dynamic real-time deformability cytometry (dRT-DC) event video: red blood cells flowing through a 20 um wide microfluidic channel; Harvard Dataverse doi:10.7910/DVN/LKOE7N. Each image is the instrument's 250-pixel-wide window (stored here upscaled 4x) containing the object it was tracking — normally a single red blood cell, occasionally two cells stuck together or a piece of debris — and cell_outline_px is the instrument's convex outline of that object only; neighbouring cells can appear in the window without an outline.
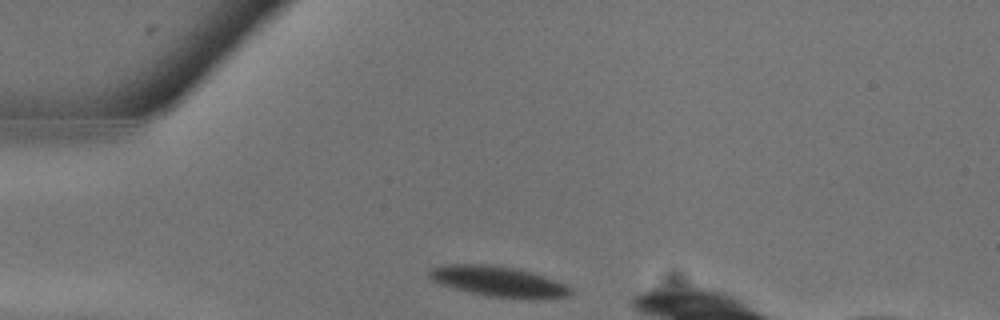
{"species": "common noctule bat (a hibernating species)", "species_latin": "Nyctalus noctula", "temperature_condition": "warm", "stored_images_in_passage": 5, "camera_frame_rate_fps": 3000, "um_per_image_px": 0.085, "animal": {"sex": "male", "body_mass_g": 13.3}, "frame": {"image": 1, "passage_image": 1, "time_ms": 0.0, "image_size_px": [1000, 320], "cell_outline_px": [[572, 292], [568, 296], [488, 296], [440, 284], [432, 280], [428, 276], [428, 272], [432, 268], [452, 264], [488, 264], [516, 268], [532, 272], [568, 284], [572, 288]], "centroid_in_image_um": [42.32, 23.87], "position_along_channel_um": 42.7, "area_um2": 23.99}}
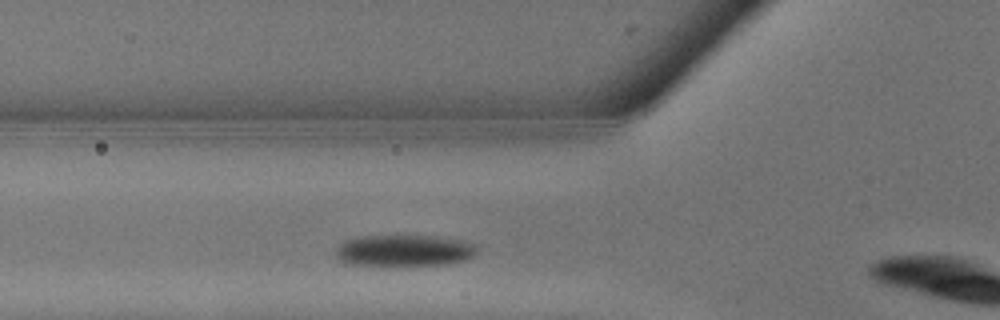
{"frame": {"image": 2, "passage_image": 4, "time_ms": 1.0, "image_size_px": [1000, 320], "cell_outline_px": [[480, 252], [476, 256], [464, 260], [448, 264], [352, 264], [340, 260], [336, 256], [336, 248], [340, 244], [348, 240], [368, 236], [436, 236], [464, 240], [476, 244], [480, 248]], "centroid_in_image_um": [34.5, 21.28], "position_along_channel_um": 91.3, "area_um2": 25.61}}